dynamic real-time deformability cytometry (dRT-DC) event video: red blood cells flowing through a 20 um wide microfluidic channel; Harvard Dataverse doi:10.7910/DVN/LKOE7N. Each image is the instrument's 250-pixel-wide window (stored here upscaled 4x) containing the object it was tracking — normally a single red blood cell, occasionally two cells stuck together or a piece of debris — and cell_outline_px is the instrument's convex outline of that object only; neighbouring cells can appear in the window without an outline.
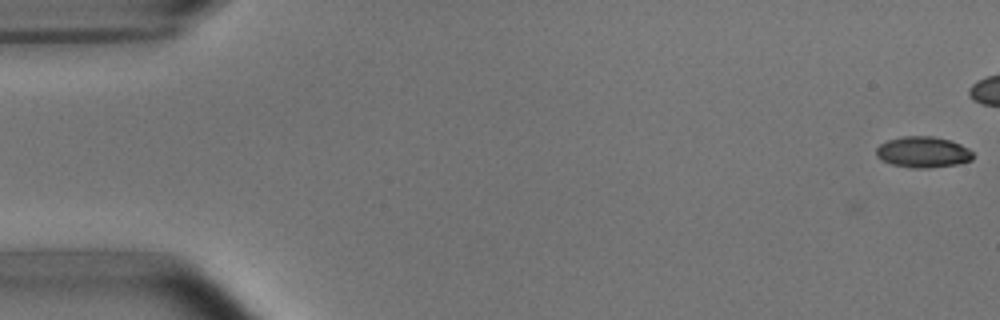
{"species": "common noctule bat (a hibernating species)", "species_latin": "Nyctalus noctula", "temperature_condition": "room temperature", "stored_images_in_passage": 42, "camera_frame_rate_fps": 3000, "um_per_image_px": 0.085, "animal": {"sex": "male", "body_mass_g": 15.6}, "frame": {"image": 1, "passage_image": 1, "time_ms": 0.0, "image_size_px": [1000, 320], "cell_outline_px": [[972, 160], [956, 164], [928, 168], [912, 168], [892, 164], [876, 156], [876, 148], [880, 144], [888, 140], [904, 136], [932, 136], [948, 140], [960, 144], [968, 148], [972, 152]], "centroid_in_image_um": [78.44, 12.93], "position_along_channel_um": 6.6, "area_um2": 17.28}}
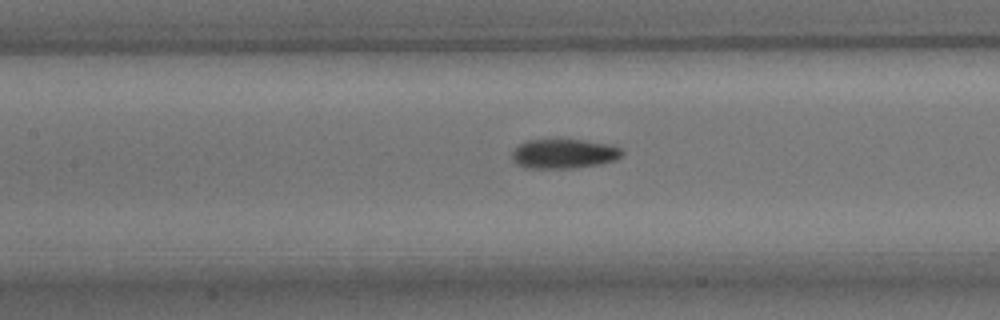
{"frame": {"image": 2, "passage_image": 24, "time_ms": 7.667, "image_size_px": [1000, 320], "cell_outline_px": [[624, 156], [616, 160], [600, 164], [576, 168], [524, 168], [516, 164], [512, 160], [512, 152], [520, 144], [528, 140], [584, 140], [612, 144], [620, 148], [624, 152]], "centroid_in_image_um": [47.97, 13.08], "position_along_channel_um": 159.4, "area_um2": 19.13}}
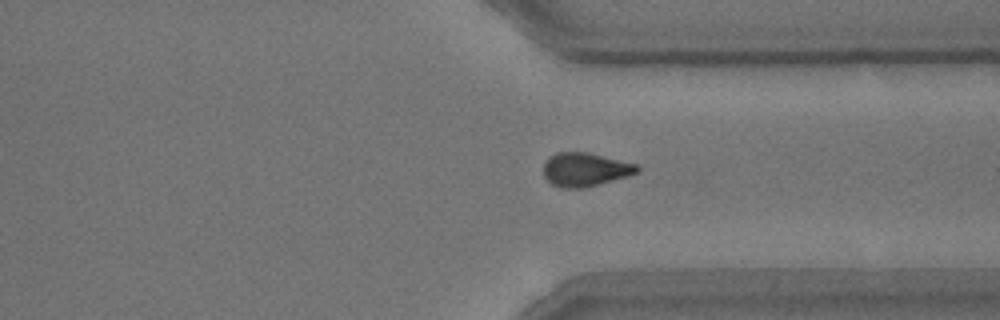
{"frame": {"image": 3, "passage_image": 40, "time_ms": 13.0, "image_size_px": [1000, 320], "cell_outline_px": [[640, 172], [628, 176], [584, 188], [564, 188], [552, 184], [544, 176], [544, 160], [548, 156], [556, 152], [588, 152], [636, 164], [640, 168]], "centroid_in_image_um": [49.72, 14.4], "position_along_channel_um": 361.7, "area_um2": 18.44}}